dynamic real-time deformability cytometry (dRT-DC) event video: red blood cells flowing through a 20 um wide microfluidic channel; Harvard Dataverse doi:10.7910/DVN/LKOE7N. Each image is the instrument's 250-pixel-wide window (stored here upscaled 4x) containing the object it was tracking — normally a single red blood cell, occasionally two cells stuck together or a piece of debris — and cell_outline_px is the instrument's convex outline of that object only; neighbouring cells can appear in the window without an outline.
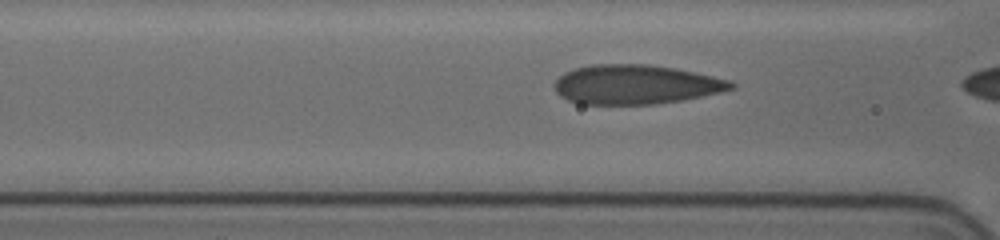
{"species": "human", "species_latin": "Homo sapiens", "temperature_condition": "cold", "stored_images_in_passage": 5, "camera_frame_rate_fps": 3000, "um_per_image_px": 0.085, "donor": {"sex": "female"}, "frame": {"image": 1, "passage_image": 3, "time_ms": 0.667, "image_size_px": [1000, 240], "cell_outline_px": [[736, 88], [720, 92], [680, 100], [652, 104], [580, 104], [568, 100], [560, 96], [556, 92], [552, 84], [564, 72], [576, 68], [592, 64], [648, 64], [676, 68], [696, 72], [728, 80], [736, 84]], "centroid_in_image_um": [54.0, 7.17], "position_along_channel_um": 112.6, "area_um2": 40.52}}